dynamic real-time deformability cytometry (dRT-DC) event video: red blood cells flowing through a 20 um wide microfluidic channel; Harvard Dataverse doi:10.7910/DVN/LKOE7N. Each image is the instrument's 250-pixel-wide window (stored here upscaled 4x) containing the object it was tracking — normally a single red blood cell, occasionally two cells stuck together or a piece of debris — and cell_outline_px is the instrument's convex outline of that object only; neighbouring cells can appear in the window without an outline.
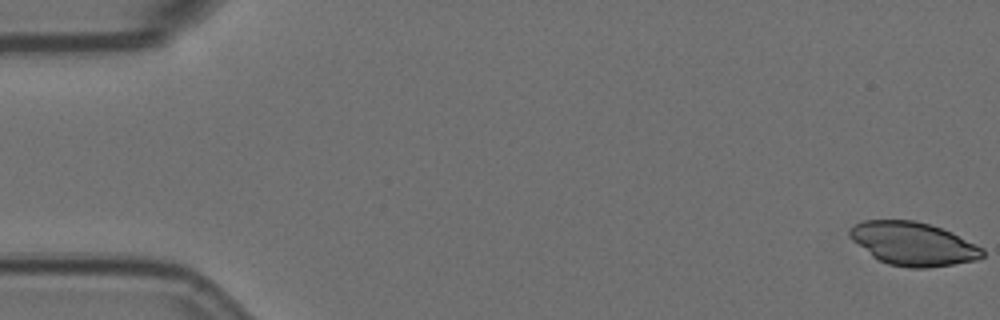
{"species": "Egyptian fruit bat (a non-hibernating species)", "species_latin": "Rousettus aegyptiacus", "temperature_condition": "room temperature", "stored_images_in_passage": 6, "segment_of_instrument_passage": [1, 2], "camera_frame_rate_fps": 3000, "um_per_image_px": 0.085, "animal": {"sex": "female"}, "frame": {"image": 1, "passage_image": 1, "time_ms": 0.0, "image_size_px": [1000, 320], "cell_outline_px": [[984, 256], [976, 260], [928, 268], [908, 268], [888, 264], [872, 256], [852, 240], [848, 236], [848, 228], [864, 220], [912, 220], [928, 224], [952, 232], [984, 248]], "centroid_in_image_um": [77.61, 20.72], "position_along_channel_um": 7.4, "area_um2": 33.52}}